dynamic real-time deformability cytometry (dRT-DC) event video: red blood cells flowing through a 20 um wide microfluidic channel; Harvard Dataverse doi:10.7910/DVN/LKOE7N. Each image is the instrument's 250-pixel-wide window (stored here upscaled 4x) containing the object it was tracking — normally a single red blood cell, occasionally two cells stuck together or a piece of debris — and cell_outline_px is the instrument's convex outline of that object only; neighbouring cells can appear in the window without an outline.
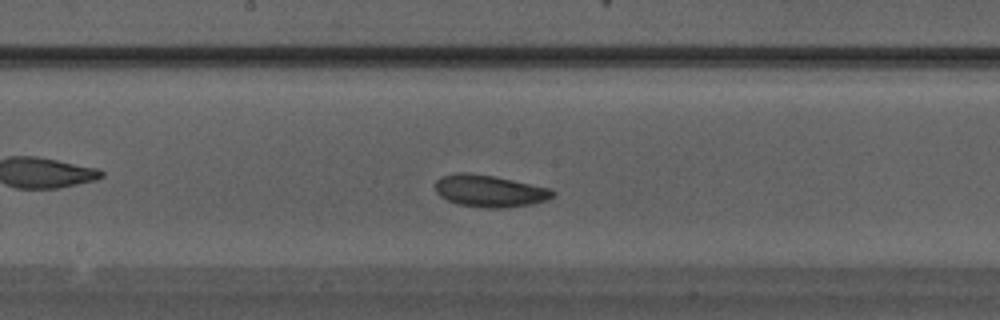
{"species": "Egyptian fruit bat (a non-hibernating species)", "species_latin": "Rousettus aegyptiacus", "temperature_condition": "warm", "stored_images_in_passage": 27, "camera_frame_rate_fps": 3000, "um_per_image_px": 0.085, "animal": {"sex": "male"}, "frame": {"image": 1, "passage_image": 12, "time_ms": 3.667, "image_size_px": [1000, 320], "cell_outline_px": [[556, 192], [548, 200], [532, 204], [500, 208], [488, 208], [456, 204], [440, 196], [436, 192], [436, 180], [444, 176], [456, 172], [468, 172], [492, 176], [512, 180], [548, 188]], "centroid_in_image_um": [41.59, 16.24], "position_along_channel_um": 206.6, "area_um2": 21.68}}
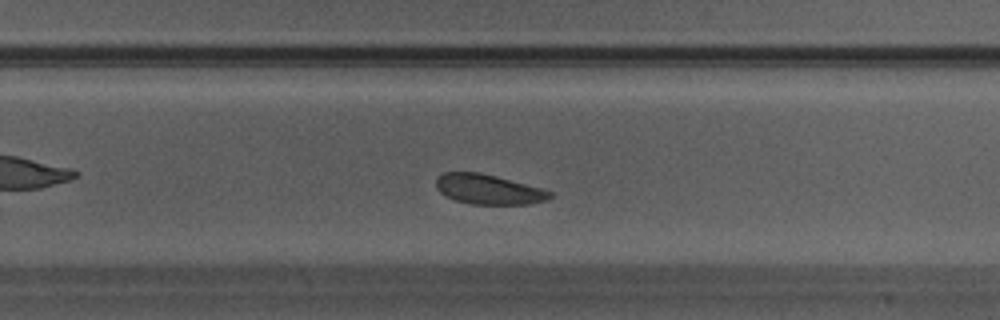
{"frame": {"image": 2, "passage_image": 16, "time_ms": 5.0, "image_size_px": [1000, 320], "cell_outline_px": [[552, 196], [548, 200], [528, 204], [472, 204], [456, 200], [444, 196], [436, 188], [436, 176], [444, 172], [480, 172], [544, 188], [552, 192]], "centroid_in_image_um": [41.52, 16.09], "position_along_channel_um": 288.3, "area_um2": 20.06}}